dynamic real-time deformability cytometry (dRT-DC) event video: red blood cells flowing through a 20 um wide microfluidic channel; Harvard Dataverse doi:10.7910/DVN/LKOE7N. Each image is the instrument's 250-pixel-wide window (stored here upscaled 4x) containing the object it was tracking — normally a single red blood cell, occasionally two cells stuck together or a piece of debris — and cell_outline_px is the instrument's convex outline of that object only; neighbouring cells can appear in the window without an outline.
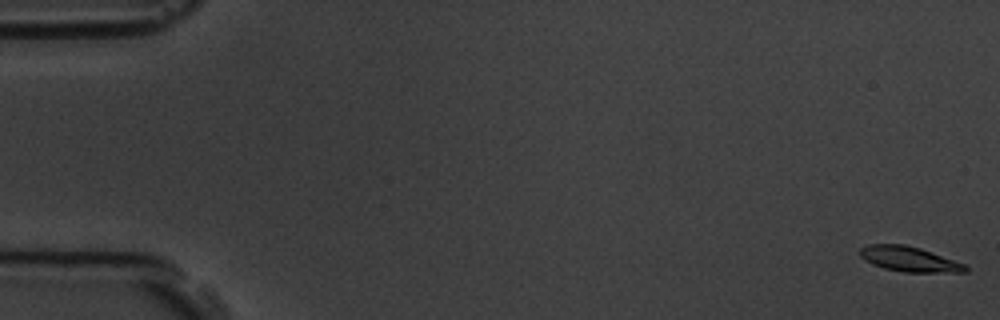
{"species": "common noctule bat (a hibernating species)", "species_latin": "Nyctalus noctula", "temperature_condition": "room temperature", "stored_images_in_passage": 10, "camera_frame_rate_fps": 3000, "um_per_image_px": 0.085, "animal": {"sex": "male", "body_mass_g": 19.5, "forearm_length_mm": 54.6}, "frame": {"image": 1, "passage_image": 1, "time_ms": 0.0, "image_size_px": [1000, 320], "cell_outline_px": [[968, 272], [904, 272], [884, 268], [872, 264], [864, 260], [860, 256], [860, 248], [868, 244], [904, 244], [920, 248], [964, 264], [968, 268]], "centroid_in_image_um": [77.25, 22.02], "position_along_channel_um": 7.8, "area_um2": 15.26}}
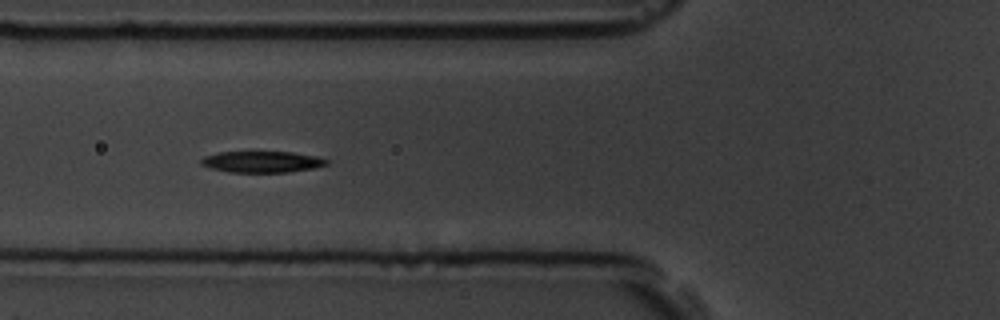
{"frame": {"image": 2, "passage_image": 7, "time_ms": 6.667, "image_size_px": [1000, 320], "cell_outline_px": [[328, 164], [312, 168], [288, 172], [228, 172], [212, 168], [200, 164], [200, 160], [204, 156], [220, 152], [292, 152], [316, 156], [328, 160]], "centroid_in_image_um": [22.25, 13.75], "position_along_channel_um": 103.5, "area_um2": 15.43}}
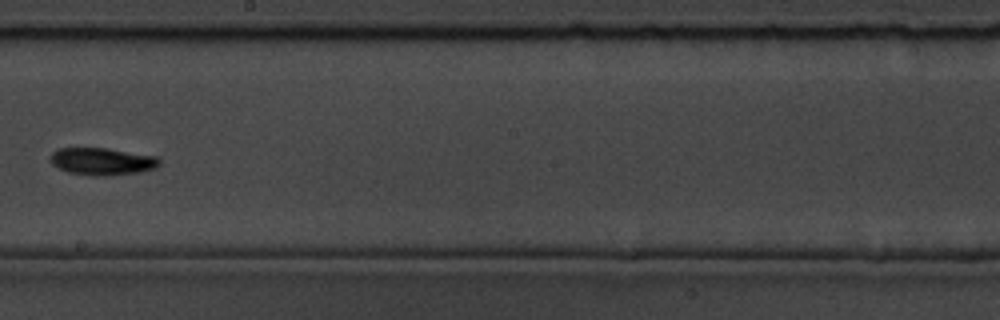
{"frame": {"image": 3, "passage_image": 10, "time_ms": 10.333, "image_size_px": [1000, 320], "cell_outline_px": [[160, 164], [156, 168], [140, 172], [108, 176], [92, 176], [68, 172], [52, 164], [48, 160], [52, 152], [60, 148], [108, 148], [156, 156], [160, 160]], "centroid_in_image_um": [8.68, 13.72], "position_along_channel_um": 239.5, "area_um2": 17.51}}